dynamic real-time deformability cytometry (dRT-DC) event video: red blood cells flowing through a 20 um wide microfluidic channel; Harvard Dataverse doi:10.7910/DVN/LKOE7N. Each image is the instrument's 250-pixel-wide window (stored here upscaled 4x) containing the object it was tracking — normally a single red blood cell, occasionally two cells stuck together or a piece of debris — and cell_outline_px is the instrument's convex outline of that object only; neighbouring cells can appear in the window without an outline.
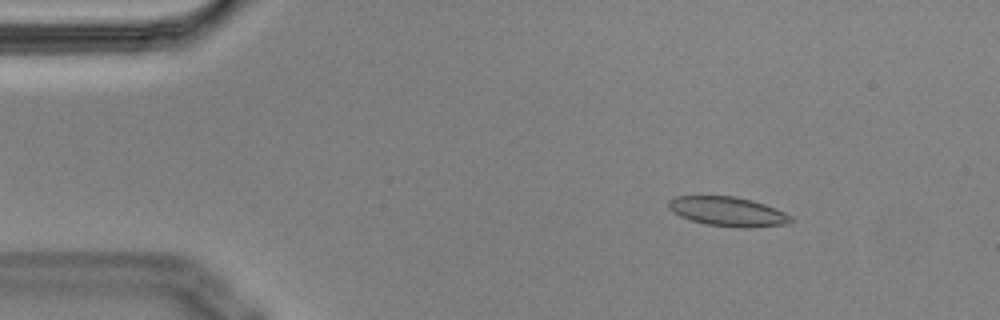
{"species": "Egyptian fruit bat (a non-hibernating species)", "species_latin": "Rousettus aegyptiacus", "temperature_condition": "cold", "stored_images_in_passage": 55, "camera_frame_rate_fps": 3000, "um_per_image_px": 0.085, "animal": {"sex": "male"}, "frame": {"image": 1, "passage_image": 8, "time_ms": 2.333, "image_size_px": [1000, 320], "cell_outline_px": [[792, 220], [788, 224], [748, 228], [740, 228], [704, 224], [680, 216], [668, 208], [668, 200], [676, 196], [736, 196], [752, 200], [764, 204], [784, 212], [792, 216]], "centroid_in_image_um": [61.86, 17.98], "position_along_channel_um": 23.1, "area_um2": 20.98}}
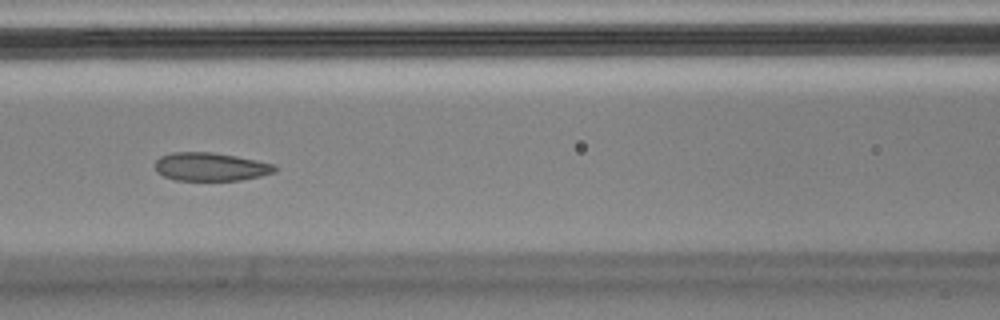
{"frame": {"image": 2, "passage_image": 24, "time_ms": 7.667, "image_size_px": [1000, 320], "cell_outline_px": [[276, 172], [260, 176], [240, 180], [176, 180], [164, 176], [156, 172], [156, 160], [160, 156], [172, 152], [212, 152], [236, 156], [276, 164]], "centroid_in_image_um": [17.91, 14.17], "position_along_channel_um": 148.7, "area_um2": 19.77}}
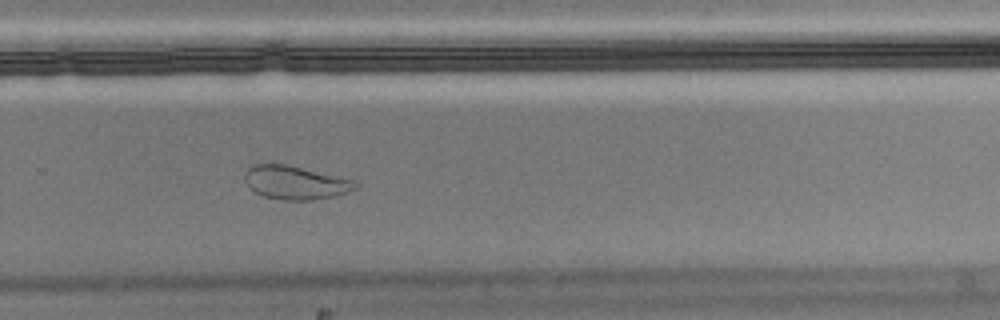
{"frame": {"image": 3, "passage_image": 37, "time_ms": 12.0, "image_size_px": [1000, 320], "cell_outline_px": [[356, 188], [332, 196], [312, 200], [284, 200], [264, 196], [248, 188], [244, 180], [244, 176], [248, 168], [252, 164], [288, 164], [352, 180], [356, 184]], "centroid_in_image_um": [25.01, 15.51], "position_along_channel_um": 304.8, "area_um2": 21.27}, "authors_computed_cell_mechanics": {"area_um2": 20.9814, "velocity_mm_per_s": 3.61, "shape_relaxation_time_tau1_ms": null, "shape_relaxation_time_tau2_ms": 1.2661, "deformation_change_tau1": null, "deformation_change_tau2": 0.058}}